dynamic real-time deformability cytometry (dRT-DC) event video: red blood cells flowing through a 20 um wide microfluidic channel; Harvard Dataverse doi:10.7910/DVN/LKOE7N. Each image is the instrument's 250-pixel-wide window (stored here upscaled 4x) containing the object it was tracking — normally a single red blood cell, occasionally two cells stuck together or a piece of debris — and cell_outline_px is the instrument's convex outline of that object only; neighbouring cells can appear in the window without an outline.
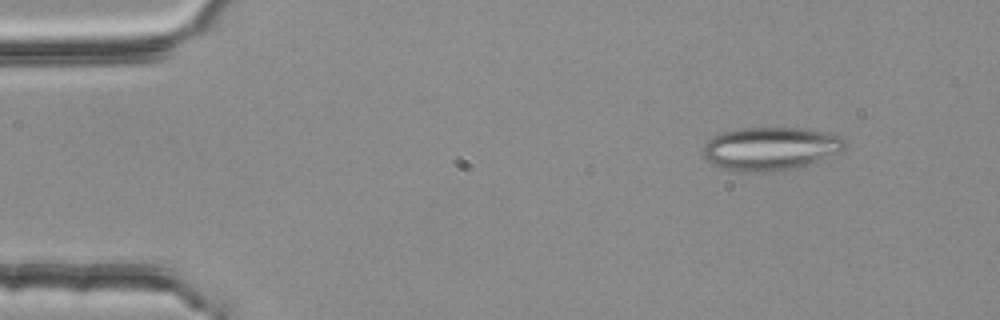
{"species": "common noctule bat (a hibernating species)", "species_latin": "Nyctalus noctula", "temperature_condition": "room temperature", "stored_images_in_passage": 4, "camera_frame_rate_fps": 3000, "um_per_image_px": 0.085, "animal": {"sex": "female", "body_mass_g": 25.1}, "frame": {"image": 1, "passage_image": 4, "time_ms": 1.0, "image_size_px": [1000, 320], "cell_outline_px": [[848, 144], [840, 152], [796, 168], [764, 172], [740, 172], [724, 168], [712, 164], [700, 152], [704, 144], [708, 140], [724, 132], [744, 128], [804, 128], [824, 132], [840, 136]], "centroid_in_image_um": [65.48, 12.64], "position_along_channel_um": 19.5, "area_um2": 35.55}}